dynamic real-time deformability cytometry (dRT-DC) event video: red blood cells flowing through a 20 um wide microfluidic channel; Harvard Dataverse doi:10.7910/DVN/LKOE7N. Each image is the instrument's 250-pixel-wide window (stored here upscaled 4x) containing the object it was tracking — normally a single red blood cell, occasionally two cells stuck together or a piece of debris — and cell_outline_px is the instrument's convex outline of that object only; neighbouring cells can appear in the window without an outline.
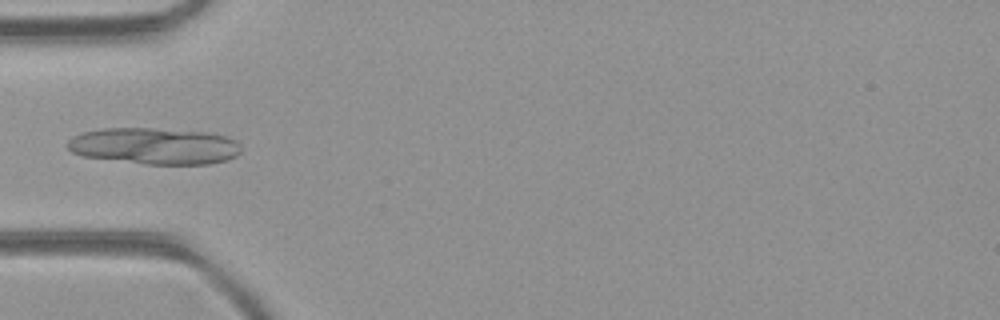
{"species": "common noctule bat (a hibernating species)", "species_latin": "Nyctalus noctula", "temperature_condition": "room temperature", "stored_images_in_passage": 4, "camera_frame_rate_fps": 3000, "um_per_image_px": 0.085, "animal": {"sex": "female", "body_mass_g": 21.9}, "frame": {"image": 1, "passage_image": 3, "time_ms": 0.667, "image_size_px": [1000, 320], "cell_outline_px": [[240, 152], [236, 156], [228, 160], [208, 164], [144, 164], [84, 156], [72, 152], [68, 148], [68, 140], [72, 136], [84, 132], [100, 128], [152, 128], [212, 132], [228, 136], [236, 140], [240, 144]], "centroid_in_image_um": [13.17, 12.4], "position_along_channel_um": 71.8, "area_um2": 37.22}}
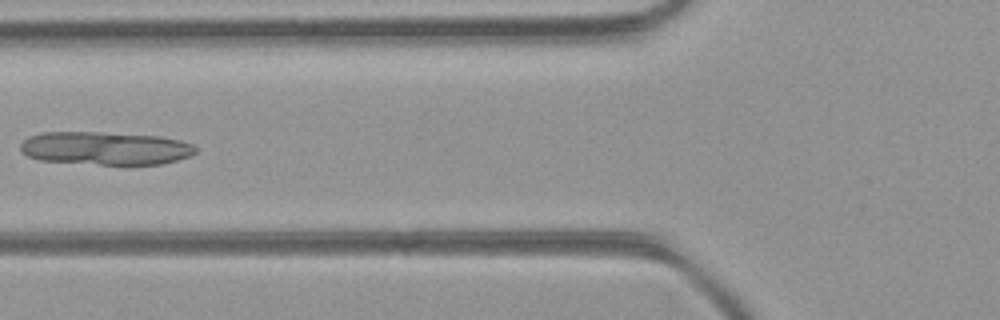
{"frame": {"image": 2, "passage_image": 4, "time_ms": 1.0, "image_size_px": [1000, 320], "cell_outline_px": [[196, 152], [188, 156], [176, 160], [160, 164], [100, 164], [40, 160], [28, 156], [20, 148], [20, 144], [28, 136], [44, 132], [100, 132], [160, 136], [180, 140], [192, 144], [196, 148]], "centroid_in_image_um": [8.95, 12.59], "position_along_channel_um": 116.9, "area_um2": 33.58}}